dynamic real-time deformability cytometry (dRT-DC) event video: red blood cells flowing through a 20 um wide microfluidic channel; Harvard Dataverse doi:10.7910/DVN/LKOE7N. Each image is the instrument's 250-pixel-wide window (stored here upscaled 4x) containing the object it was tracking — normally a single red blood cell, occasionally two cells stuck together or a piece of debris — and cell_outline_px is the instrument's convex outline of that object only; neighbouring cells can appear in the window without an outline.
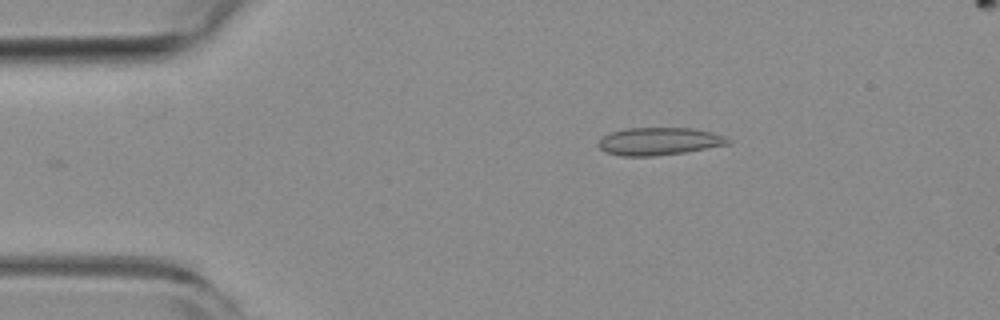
{"species": "common noctule bat (a hibernating species)", "species_latin": "Nyctalus noctula", "temperature_condition": "room temperature", "stored_images_in_passage": 33, "camera_frame_rate_fps": 3000, "um_per_image_px": 0.085, "animal": {"sex": "female", "body_mass_g": 19.3, "forearm_length_mm": 54.1}, "frame": {"image": 1, "passage_image": 1, "time_ms": 0.0, "image_size_px": [1000, 320], "cell_outline_px": [[732, 144], [684, 152], [656, 156], [620, 156], [604, 152], [596, 144], [600, 136], [624, 128], [692, 128], [712, 132], [724, 136], [732, 140]], "centroid_in_image_um": [56.0, 12.01], "position_along_channel_um": 29.0, "area_um2": 21.21}}
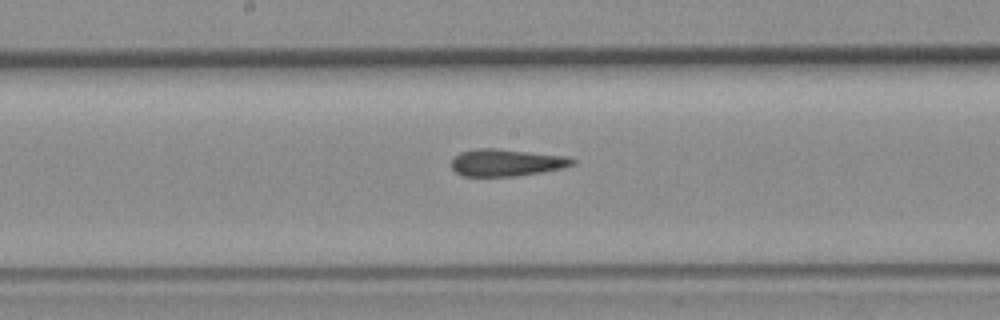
{"frame": {"image": 2, "passage_image": 19, "time_ms": 6.0, "image_size_px": [1000, 320], "cell_outline_px": [[576, 164], [560, 168], [540, 172], [516, 176], [464, 176], [456, 172], [452, 168], [452, 160], [460, 152], [476, 148], [492, 148], [564, 156], [576, 160]], "centroid_in_image_um": [43.01, 13.82], "position_along_channel_um": 205.2, "area_um2": 18.79}}
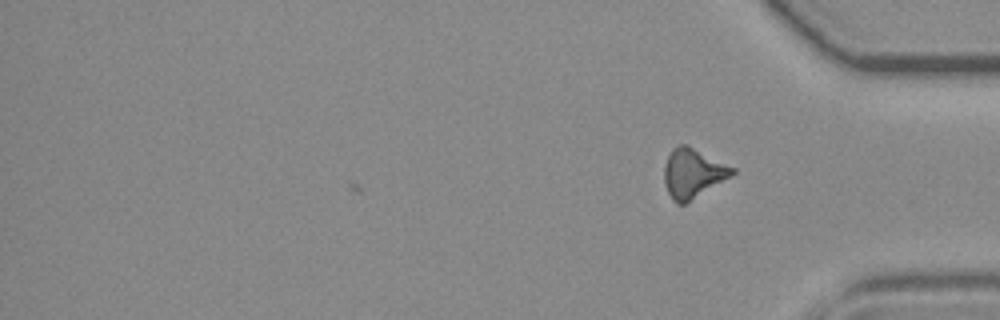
{"frame": {"image": 3, "passage_image": 33, "time_ms": 10.667, "image_size_px": [1000, 320], "cell_outline_px": [[736, 172], [732, 176], [684, 204], [676, 204], [672, 200], [668, 192], [664, 180], [664, 164], [672, 148], [680, 144], [684, 144], [736, 168]], "centroid_in_image_um": [58.89, 14.73], "position_along_channel_um": 376.3, "area_um2": 19.36}, "authors_computed_cell_mechanics": {"area_um2": 19.363, "velocity_mm_per_s": 3.805, "shape_relaxation_time_tau1_ms": null, "shape_relaxation_time_tau2_ms": 3.09, "deformation_change_tau1": null, "deformation_change_tau2": 0.1264}}